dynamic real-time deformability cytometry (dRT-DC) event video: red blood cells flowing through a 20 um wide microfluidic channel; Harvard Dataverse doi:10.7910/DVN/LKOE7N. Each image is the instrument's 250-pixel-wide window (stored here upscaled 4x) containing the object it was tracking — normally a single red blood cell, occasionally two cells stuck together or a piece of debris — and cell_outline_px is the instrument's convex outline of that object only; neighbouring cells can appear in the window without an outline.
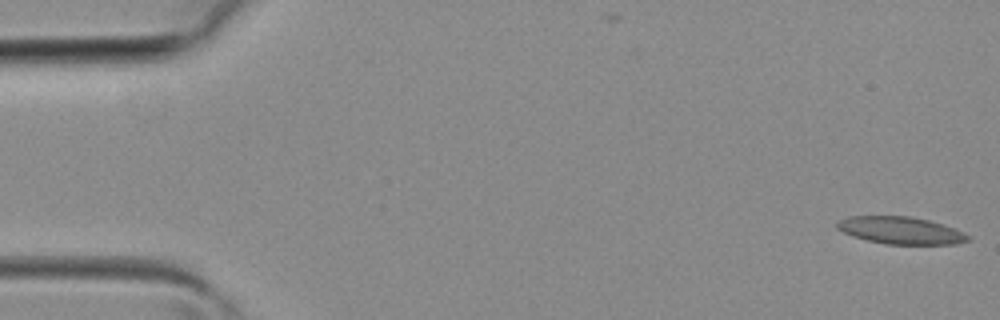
{"species": "common noctule bat (a hibernating species)", "species_latin": "Nyctalus noctula", "temperature_condition": "room temperature", "stored_images_in_passage": 4, "camera_frame_rate_fps": 3000, "um_per_image_px": 0.085, "animal": {"sex": "female", "body_mass_g": 19.3, "forearm_length_mm": 54.1}, "frame": {"image": 1, "passage_image": 1, "time_ms": 0.0, "image_size_px": [1000, 320], "cell_outline_px": [[972, 236], [968, 240], [956, 244], [884, 244], [852, 236], [836, 228], [836, 220], [848, 216], [912, 216], [944, 224], [956, 228]], "centroid_in_image_um": [76.57, 19.57], "position_along_channel_um": 8.4, "area_um2": 21.04}}